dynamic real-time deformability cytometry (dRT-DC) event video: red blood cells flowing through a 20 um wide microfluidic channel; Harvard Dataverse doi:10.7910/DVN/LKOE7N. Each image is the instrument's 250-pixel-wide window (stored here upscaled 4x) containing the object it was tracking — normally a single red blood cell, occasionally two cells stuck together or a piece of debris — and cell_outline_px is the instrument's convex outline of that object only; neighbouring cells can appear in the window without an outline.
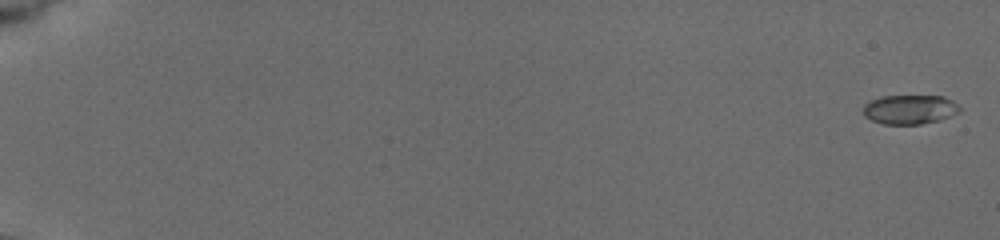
{"species": "common noctule bat (a hibernating species)", "species_latin": "Nyctalus noctula", "temperature_condition": "cold", "stored_images_in_passage": 23, "camera_frame_rate_fps": 3000, "um_per_image_px": 0.085, "animal": {"sex": "female", "body_mass_g": 19.5, "forearm_length_mm": 54.1}, "frame": {"image": 1, "passage_image": 1, "time_ms": 0.0, "image_size_px": [1000, 240], "cell_outline_px": [[960, 112], [940, 120], [920, 124], [884, 124], [872, 120], [864, 116], [864, 104], [880, 96], [944, 96], [952, 100], [960, 108]], "centroid_in_image_um": [77.34, 9.3], "position_along_channel_um": 7.7, "area_um2": 16.42}}
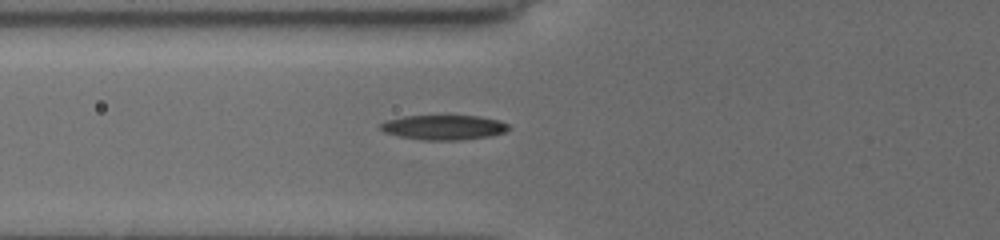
{"frame": {"image": 2, "passage_image": 20, "time_ms": 7.667, "image_size_px": [1000, 240], "cell_outline_px": [[512, 128], [504, 132], [488, 136], [460, 140], [424, 140], [400, 136], [384, 132], [380, 128], [380, 124], [388, 120], [404, 116], [476, 116], [500, 120], [508, 124]], "centroid_in_image_um": [37.74, 10.82], "position_along_channel_um": 88.1, "area_um2": 18.32}}
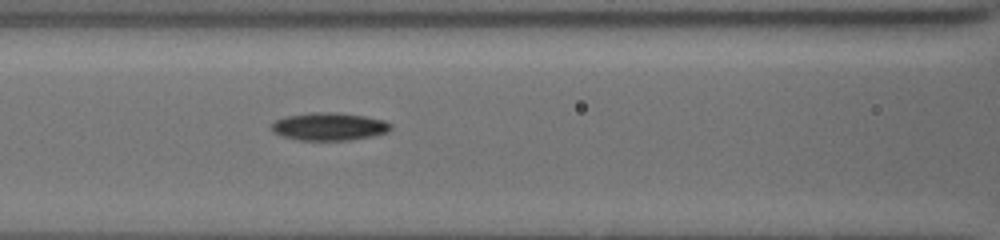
{"frame": {"image": 3, "passage_image": 23, "time_ms": 9.0, "image_size_px": [1000, 240], "cell_outline_px": [[392, 128], [388, 132], [372, 136], [348, 140], [296, 140], [280, 136], [272, 132], [272, 124], [276, 120], [288, 116], [312, 112], [332, 112], [364, 116], [384, 120], [392, 124]], "centroid_in_image_um": [27.98, 10.76], "position_along_channel_um": 138.6, "area_um2": 19.31}}